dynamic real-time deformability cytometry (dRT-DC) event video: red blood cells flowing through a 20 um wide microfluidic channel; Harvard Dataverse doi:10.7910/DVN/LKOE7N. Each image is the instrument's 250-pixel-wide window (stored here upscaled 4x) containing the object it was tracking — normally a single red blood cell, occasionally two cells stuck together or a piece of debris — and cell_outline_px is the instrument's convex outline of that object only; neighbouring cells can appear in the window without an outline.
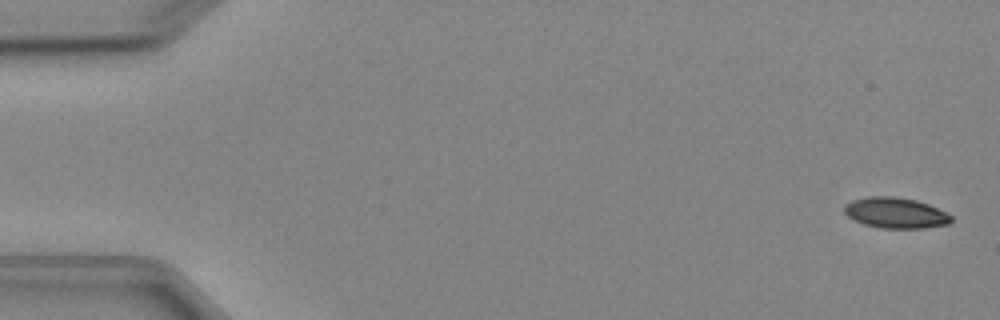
{"species": "Egyptian fruit bat (a non-hibernating species)", "species_latin": "Rousettus aegyptiacus", "temperature_condition": "cold", "stored_images_in_passage": 5, "camera_frame_rate_fps": 3000, "um_per_image_px": 0.085, "animal": {"sex": "female"}, "frame": {"image": 1, "passage_image": 1, "time_ms": 0.0, "image_size_px": [1000, 320], "cell_outline_px": [[952, 220], [948, 224], [924, 228], [880, 228], [864, 224], [848, 216], [844, 212], [844, 204], [852, 200], [868, 196], [896, 196], [916, 200], [928, 204], [948, 212], [952, 216]], "centroid_in_image_um": [76.14, 18.08], "position_along_channel_um": 8.9, "area_um2": 19.25}}
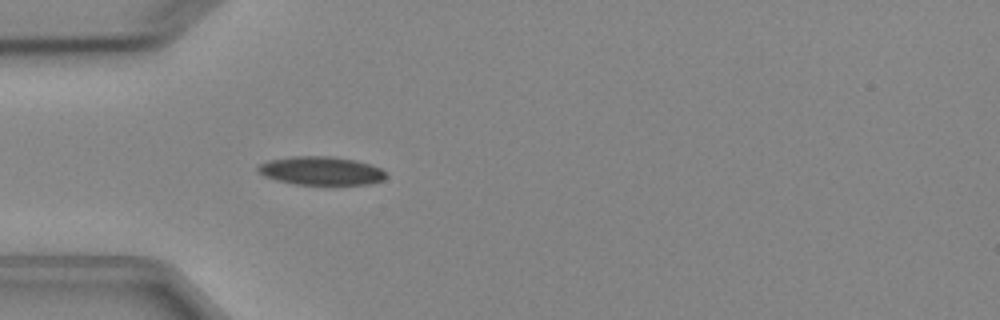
{"frame": {"image": 2, "passage_image": 5, "time_ms": 4.667, "image_size_px": [1000, 320], "cell_outline_px": [[388, 176], [384, 180], [368, 184], [296, 184], [276, 180], [264, 176], [256, 168], [260, 164], [268, 160], [292, 156], [328, 156], [356, 160], [372, 164], [380, 168]], "centroid_in_image_um": [27.31, 14.51], "position_along_channel_um": 57.7, "area_um2": 21.21}}